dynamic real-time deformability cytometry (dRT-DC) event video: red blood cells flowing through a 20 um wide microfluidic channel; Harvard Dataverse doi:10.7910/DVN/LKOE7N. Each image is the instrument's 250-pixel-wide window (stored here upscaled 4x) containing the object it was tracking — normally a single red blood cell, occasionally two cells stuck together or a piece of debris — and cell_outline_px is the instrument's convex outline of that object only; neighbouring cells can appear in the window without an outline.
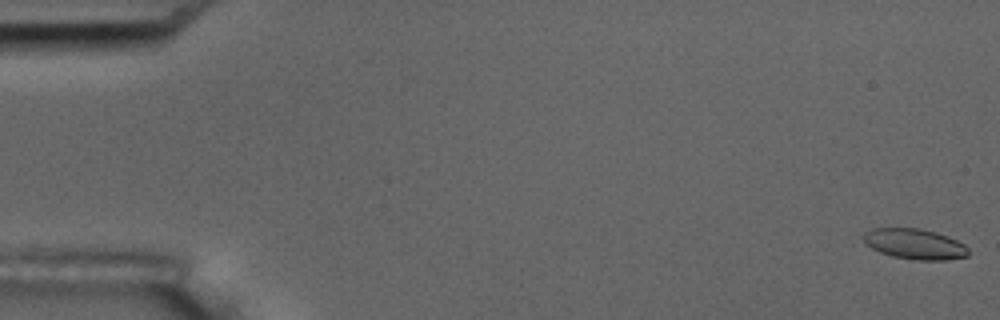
{"species": "common noctule bat (a hibernating species)", "species_latin": "Nyctalus noctula", "temperature_condition": "room temperature", "stored_images_in_passage": 5, "camera_frame_rate_fps": 3000, "um_per_image_px": 0.085, "animal": {"sex": "male", "body_mass_g": 17.5, "forearm_length_mm": 52.3}, "frame": {"image": 1, "passage_image": 1, "time_ms": 0.0, "image_size_px": [1000, 320], "cell_outline_px": [[968, 256], [948, 260], [912, 260], [892, 256], [880, 252], [864, 244], [864, 232], [872, 228], [920, 228], [936, 232], [948, 236], [964, 244], [968, 248]], "centroid_in_image_um": [77.75, 20.74], "position_along_channel_um": 7.2, "area_um2": 18.79}}